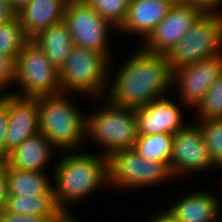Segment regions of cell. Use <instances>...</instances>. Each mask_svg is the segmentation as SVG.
Segmentation results:
<instances>
[{"label": "cell", "mask_w": 222, "mask_h": 222, "mask_svg": "<svg viewBox=\"0 0 222 222\" xmlns=\"http://www.w3.org/2000/svg\"><path fill=\"white\" fill-rule=\"evenodd\" d=\"M118 68L106 99L120 107L137 108L161 98L172 86V71L166 55L135 49Z\"/></svg>", "instance_id": "cell-1"}, {"label": "cell", "mask_w": 222, "mask_h": 222, "mask_svg": "<svg viewBox=\"0 0 222 222\" xmlns=\"http://www.w3.org/2000/svg\"><path fill=\"white\" fill-rule=\"evenodd\" d=\"M52 171L54 198L66 214H71L68 203L80 202L100 187L108 186L107 157L102 154L66 151Z\"/></svg>", "instance_id": "cell-2"}, {"label": "cell", "mask_w": 222, "mask_h": 222, "mask_svg": "<svg viewBox=\"0 0 222 222\" xmlns=\"http://www.w3.org/2000/svg\"><path fill=\"white\" fill-rule=\"evenodd\" d=\"M69 95L59 92L38 97L40 133L64 153L77 151L86 138V114L80 113Z\"/></svg>", "instance_id": "cell-3"}, {"label": "cell", "mask_w": 222, "mask_h": 222, "mask_svg": "<svg viewBox=\"0 0 222 222\" xmlns=\"http://www.w3.org/2000/svg\"><path fill=\"white\" fill-rule=\"evenodd\" d=\"M109 62L102 53L74 45L59 70L60 92H74L94 99L105 97V87L110 86L107 84L111 77Z\"/></svg>", "instance_id": "cell-4"}, {"label": "cell", "mask_w": 222, "mask_h": 222, "mask_svg": "<svg viewBox=\"0 0 222 222\" xmlns=\"http://www.w3.org/2000/svg\"><path fill=\"white\" fill-rule=\"evenodd\" d=\"M86 115V140L93 138L109 157L120 150L132 149L138 137L137 118L133 108L120 107L109 102Z\"/></svg>", "instance_id": "cell-5"}, {"label": "cell", "mask_w": 222, "mask_h": 222, "mask_svg": "<svg viewBox=\"0 0 222 222\" xmlns=\"http://www.w3.org/2000/svg\"><path fill=\"white\" fill-rule=\"evenodd\" d=\"M14 65L13 84H18L20 91H12L11 94L36 98L60 92L59 70L32 39L19 52Z\"/></svg>", "instance_id": "cell-6"}, {"label": "cell", "mask_w": 222, "mask_h": 222, "mask_svg": "<svg viewBox=\"0 0 222 222\" xmlns=\"http://www.w3.org/2000/svg\"><path fill=\"white\" fill-rule=\"evenodd\" d=\"M222 53V13H203L166 55L171 71Z\"/></svg>", "instance_id": "cell-7"}, {"label": "cell", "mask_w": 222, "mask_h": 222, "mask_svg": "<svg viewBox=\"0 0 222 222\" xmlns=\"http://www.w3.org/2000/svg\"><path fill=\"white\" fill-rule=\"evenodd\" d=\"M107 169L110 188L139 189L174 179L169 163L147 161L133 148L120 150L107 157Z\"/></svg>", "instance_id": "cell-8"}, {"label": "cell", "mask_w": 222, "mask_h": 222, "mask_svg": "<svg viewBox=\"0 0 222 222\" xmlns=\"http://www.w3.org/2000/svg\"><path fill=\"white\" fill-rule=\"evenodd\" d=\"M63 21L75 46L95 50L110 59L108 33L110 29L118 28L103 19L84 0H69Z\"/></svg>", "instance_id": "cell-9"}, {"label": "cell", "mask_w": 222, "mask_h": 222, "mask_svg": "<svg viewBox=\"0 0 222 222\" xmlns=\"http://www.w3.org/2000/svg\"><path fill=\"white\" fill-rule=\"evenodd\" d=\"M169 168L175 179L189 172L197 173L214 168L197 122L186 124L174 134Z\"/></svg>", "instance_id": "cell-10"}, {"label": "cell", "mask_w": 222, "mask_h": 222, "mask_svg": "<svg viewBox=\"0 0 222 222\" xmlns=\"http://www.w3.org/2000/svg\"><path fill=\"white\" fill-rule=\"evenodd\" d=\"M204 12L190 3L172 5L167 16L142 41L149 53L167 55Z\"/></svg>", "instance_id": "cell-11"}, {"label": "cell", "mask_w": 222, "mask_h": 222, "mask_svg": "<svg viewBox=\"0 0 222 222\" xmlns=\"http://www.w3.org/2000/svg\"><path fill=\"white\" fill-rule=\"evenodd\" d=\"M221 72L222 53L174 70L172 87H178L181 101L194 109Z\"/></svg>", "instance_id": "cell-12"}, {"label": "cell", "mask_w": 222, "mask_h": 222, "mask_svg": "<svg viewBox=\"0 0 222 222\" xmlns=\"http://www.w3.org/2000/svg\"><path fill=\"white\" fill-rule=\"evenodd\" d=\"M38 132H40L38 97H18L8 92L5 159L8 153Z\"/></svg>", "instance_id": "cell-13"}, {"label": "cell", "mask_w": 222, "mask_h": 222, "mask_svg": "<svg viewBox=\"0 0 222 222\" xmlns=\"http://www.w3.org/2000/svg\"><path fill=\"white\" fill-rule=\"evenodd\" d=\"M178 105L165 96L134 109L137 118L138 135L159 133L175 134L186 124Z\"/></svg>", "instance_id": "cell-14"}, {"label": "cell", "mask_w": 222, "mask_h": 222, "mask_svg": "<svg viewBox=\"0 0 222 222\" xmlns=\"http://www.w3.org/2000/svg\"><path fill=\"white\" fill-rule=\"evenodd\" d=\"M171 6L164 0H131L126 19L118 31L138 34L144 41L167 16Z\"/></svg>", "instance_id": "cell-15"}, {"label": "cell", "mask_w": 222, "mask_h": 222, "mask_svg": "<svg viewBox=\"0 0 222 222\" xmlns=\"http://www.w3.org/2000/svg\"><path fill=\"white\" fill-rule=\"evenodd\" d=\"M69 0H31L16 15L29 39L64 19Z\"/></svg>", "instance_id": "cell-16"}, {"label": "cell", "mask_w": 222, "mask_h": 222, "mask_svg": "<svg viewBox=\"0 0 222 222\" xmlns=\"http://www.w3.org/2000/svg\"><path fill=\"white\" fill-rule=\"evenodd\" d=\"M213 193L206 190L187 194L167 209L180 222H216L222 206Z\"/></svg>", "instance_id": "cell-17"}, {"label": "cell", "mask_w": 222, "mask_h": 222, "mask_svg": "<svg viewBox=\"0 0 222 222\" xmlns=\"http://www.w3.org/2000/svg\"><path fill=\"white\" fill-rule=\"evenodd\" d=\"M55 147L40 133L28 137L4 160L6 168L45 172Z\"/></svg>", "instance_id": "cell-18"}, {"label": "cell", "mask_w": 222, "mask_h": 222, "mask_svg": "<svg viewBox=\"0 0 222 222\" xmlns=\"http://www.w3.org/2000/svg\"><path fill=\"white\" fill-rule=\"evenodd\" d=\"M32 40L44 51L48 60L57 70H60L63 66L74 46L64 21L51 25Z\"/></svg>", "instance_id": "cell-19"}, {"label": "cell", "mask_w": 222, "mask_h": 222, "mask_svg": "<svg viewBox=\"0 0 222 222\" xmlns=\"http://www.w3.org/2000/svg\"><path fill=\"white\" fill-rule=\"evenodd\" d=\"M7 194L38 196L54 194L52 180L44 172L6 168ZM50 181V182H49Z\"/></svg>", "instance_id": "cell-20"}, {"label": "cell", "mask_w": 222, "mask_h": 222, "mask_svg": "<svg viewBox=\"0 0 222 222\" xmlns=\"http://www.w3.org/2000/svg\"><path fill=\"white\" fill-rule=\"evenodd\" d=\"M4 208L11 213L21 215L61 216L63 214L57 207L54 194L7 195Z\"/></svg>", "instance_id": "cell-21"}, {"label": "cell", "mask_w": 222, "mask_h": 222, "mask_svg": "<svg viewBox=\"0 0 222 222\" xmlns=\"http://www.w3.org/2000/svg\"><path fill=\"white\" fill-rule=\"evenodd\" d=\"M174 134L138 135L133 149L147 161L169 163Z\"/></svg>", "instance_id": "cell-22"}, {"label": "cell", "mask_w": 222, "mask_h": 222, "mask_svg": "<svg viewBox=\"0 0 222 222\" xmlns=\"http://www.w3.org/2000/svg\"><path fill=\"white\" fill-rule=\"evenodd\" d=\"M29 40L17 15L0 24V54L7 56L14 62Z\"/></svg>", "instance_id": "cell-23"}, {"label": "cell", "mask_w": 222, "mask_h": 222, "mask_svg": "<svg viewBox=\"0 0 222 222\" xmlns=\"http://www.w3.org/2000/svg\"><path fill=\"white\" fill-rule=\"evenodd\" d=\"M196 122L207 144L213 167L222 169V118Z\"/></svg>", "instance_id": "cell-24"}, {"label": "cell", "mask_w": 222, "mask_h": 222, "mask_svg": "<svg viewBox=\"0 0 222 222\" xmlns=\"http://www.w3.org/2000/svg\"><path fill=\"white\" fill-rule=\"evenodd\" d=\"M195 108L197 120L222 118V72Z\"/></svg>", "instance_id": "cell-25"}, {"label": "cell", "mask_w": 222, "mask_h": 222, "mask_svg": "<svg viewBox=\"0 0 222 222\" xmlns=\"http://www.w3.org/2000/svg\"><path fill=\"white\" fill-rule=\"evenodd\" d=\"M103 19L111 22L116 28L124 23L131 0H84Z\"/></svg>", "instance_id": "cell-26"}, {"label": "cell", "mask_w": 222, "mask_h": 222, "mask_svg": "<svg viewBox=\"0 0 222 222\" xmlns=\"http://www.w3.org/2000/svg\"><path fill=\"white\" fill-rule=\"evenodd\" d=\"M60 216L44 215H21L7 211L5 208L0 210V222H50Z\"/></svg>", "instance_id": "cell-27"}, {"label": "cell", "mask_w": 222, "mask_h": 222, "mask_svg": "<svg viewBox=\"0 0 222 222\" xmlns=\"http://www.w3.org/2000/svg\"><path fill=\"white\" fill-rule=\"evenodd\" d=\"M14 61L7 56L0 54V94L7 85L14 81Z\"/></svg>", "instance_id": "cell-28"}, {"label": "cell", "mask_w": 222, "mask_h": 222, "mask_svg": "<svg viewBox=\"0 0 222 222\" xmlns=\"http://www.w3.org/2000/svg\"><path fill=\"white\" fill-rule=\"evenodd\" d=\"M7 126V93L0 94V161L5 160V136Z\"/></svg>", "instance_id": "cell-29"}, {"label": "cell", "mask_w": 222, "mask_h": 222, "mask_svg": "<svg viewBox=\"0 0 222 222\" xmlns=\"http://www.w3.org/2000/svg\"><path fill=\"white\" fill-rule=\"evenodd\" d=\"M188 3L200 8L204 13H222L218 9L222 6V0H188Z\"/></svg>", "instance_id": "cell-30"}, {"label": "cell", "mask_w": 222, "mask_h": 222, "mask_svg": "<svg viewBox=\"0 0 222 222\" xmlns=\"http://www.w3.org/2000/svg\"><path fill=\"white\" fill-rule=\"evenodd\" d=\"M7 195L6 163L0 161V210L5 207Z\"/></svg>", "instance_id": "cell-31"}, {"label": "cell", "mask_w": 222, "mask_h": 222, "mask_svg": "<svg viewBox=\"0 0 222 222\" xmlns=\"http://www.w3.org/2000/svg\"><path fill=\"white\" fill-rule=\"evenodd\" d=\"M16 14L11 10L7 0H0V24H3L13 18Z\"/></svg>", "instance_id": "cell-32"}, {"label": "cell", "mask_w": 222, "mask_h": 222, "mask_svg": "<svg viewBox=\"0 0 222 222\" xmlns=\"http://www.w3.org/2000/svg\"><path fill=\"white\" fill-rule=\"evenodd\" d=\"M148 222H180L178 221L167 209L166 211H161L160 213L157 212V214H154Z\"/></svg>", "instance_id": "cell-33"}, {"label": "cell", "mask_w": 222, "mask_h": 222, "mask_svg": "<svg viewBox=\"0 0 222 222\" xmlns=\"http://www.w3.org/2000/svg\"><path fill=\"white\" fill-rule=\"evenodd\" d=\"M31 0H9L11 10L17 14L24 6H26Z\"/></svg>", "instance_id": "cell-34"}, {"label": "cell", "mask_w": 222, "mask_h": 222, "mask_svg": "<svg viewBox=\"0 0 222 222\" xmlns=\"http://www.w3.org/2000/svg\"><path fill=\"white\" fill-rule=\"evenodd\" d=\"M169 2L171 5H179V4H184L188 3V0H164Z\"/></svg>", "instance_id": "cell-35"}, {"label": "cell", "mask_w": 222, "mask_h": 222, "mask_svg": "<svg viewBox=\"0 0 222 222\" xmlns=\"http://www.w3.org/2000/svg\"><path fill=\"white\" fill-rule=\"evenodd\" d=\"M70 214L63 213L59 218L53 219L50 222H63Z\"/></svg>", "instance_id": "cell-36"}, {"label": "cell", "mask_w": 222, "mask_h": 222, "mask_svg": "<svg viewBox=\"0 0 222 222\" xmlns=\"http://www.w3.org/2000/svg\"><path fill=\"white\" fill-rule=\"evenodd\" d=\"M73 215H69L63 222H80V220ZM79 220V221H78Z\"/></svg>", "instance_id": "cell-37"}, {"label": "cell", "mask_w": 222, "mask_h": 222, "mask_svg": "<svg viewBox=\"0 0 222 222\" xmlns=\"http://www.w3.org/2000/svg\"><path fill=\"white\" fill-rule=\"evenodd\" d=\"M216 222H222V218L220 219V217L218 216L217 219H216Z\"/></svg>", "instance_id": "cell-38"}]
</instances>
